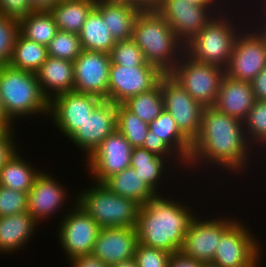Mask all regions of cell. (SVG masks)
Returning <instances> with one entry per match:
<instances>
[{"mask_svg":"<svg viewBox=\"0 0 266 267\" xmlns=\"http://www.w3.org/2000/svg\"><path fill=\"white\" fill-rule=\"evenodd\" d=\"M252 148L254 149L248 141L242 121L230 117L214 106L205 107L200 131L192 142L191 155L186 168L196 169L198 166L199 170V167L203 168V165H207L205 169L214 167L213 169L217 170L218 167L219 170L221 168L220 172L223 168L224 171L229 170L228 173L241 174L246 172L245 168L251 163L249 159L251 155L253 156Z\"/></svg>","mask_w":266,"mask_h":267,"instance_id":"obj_1","label":"cell"},{"mask_svg":"<svg viewBox=\"0 0 266 267\" xmlns=\"http://www.w3.org/2000/svg\"><path fill=\"white\" fill-rule=\"evenodd\" d=\"M167 196L158 194L141 205L135 228L140 244L176 253L196 213L182 200Z\"/></svg>","mask_w":266,"mask_h":267,"instance_id":"obj_2","label":"cell"},{"mask_svg":"<svg viewBox=\"0 0 266 267\" xmlns=\"http://www.w3.org/2000/svg\"><path fill=\"white\" fill-rule=\"evenodd\" d=\"M141 49L145 61L169 74L185 52L184 44L156 10H141L134 22L131 38Z\"/></svg>","mask_w":266,"mask_h":267,"instance_id":"obj_3","label":"cell"},{"mask_svg":"<svg viewBox=\"0 0 266 267\" xmlns=\"http://www.w3.org/2000/svg\"><path fill=\"white\" fill-rule=\"evenodd\" d=\"M0 96L7 115L16 119L49 116V100L43 94L34 72L19 70L10 65L0 66Z\"/></svg>","mask_w":266,"mask_h":267,"instance_id":"obj_4","label":"cell"},{"mask_svg":"<svg viewBox=\"0 0 266 267\" xmlns=\"http://www.w3.org/2000/svg\"><path fill=\"white\" fill-rule=\"evenodd\" d=\"M230 9L232 8L215 15L196 36L184 45L188 56L199 62L218 65L224 69L227 67L236 38L243 28L239 27L242 24L237 27V21L235 23V18H233L235 16L229 12ZM230 14L233 15L232 19Z\"/></svg>","mask_w":266,"mask_h":267,"instance_id":"obj_5","label":"cell"},{"mask_svg":"<svg viewBox=\"0 0 266 267\" xmlns=\"http://www.w3.org/2000/svg\"><path fill=\"white\" fill-rule=\"evenodd\" d=\"M92 187L76 196V203L84 209L101 228L135 227L140 204L113 193L103 183L92 180ZM79 196V197H78Z\"/></svg>","mask_w":266,"mask_h":267,"instance_id":"obj_6","label":"cell"},{"mask_svg":"<svg viewBox=\"0 0 266 267\" xmlns=\"http://www.w3.org/2000/svg\"><path fill=\"white\" fill-rule=\"evenodd\" d=\"M225 69L199 62L185 52L169 75L204 107L215 105Z\"/></svg>","mask_w":266,"mask_h":267,"instance_id":"obj_7","label":"cell"},{"mask_svg":"<svg viewBox=\"0 0 266 267\" xmlns=\"http://www.w3.org/2000/svg\"><path fill=\"white\" fill-rule=\"evenodd\" d=\"M74 200L73 209L70 206L66 215H63L58 226V241L68 261L73 258L91 254L101 229L99 224L82 209Z\"/></svg>","mask_w":266,"mask_h":267,"instance_id":"obj_8","label":"cell"},{"mask_svg":"<svg viewBox=\"0 0 266 267\" xmlns=\"http://www.w3.org/2000/svg\"><path fill=\"white\" fill-rule=\"evenodd\" d=\"M243 223L236 218L222 233L212 263L220 267H251L262 258L260 241Z\"/></svg>","mask_w":266,"mask_h":267,"instance_id":"obj_9","label":"cell"},{"mask_svg":"<svg viewBox=\"0 0 266 267\" xmlns=\"http://www.w3.org/2000/svg\"><path fill=\"white\" fill-rule=\"evenodd\" d=\"M164 75L153 65L110 64L108 101L122 104L132 96L155 88Z\"/></svg>","mask_w":266,"mask_h":267,"instance_id":"obj_10","label":"cell"},{"mask_svg":"<svg viewBox=\"0 0 266 267\" xmlns=\"http://www.w3.org/2000/svg\"><path fill=\"white\" fill-rule=\"evenodd\" d=\"M164 109L170 113L180 131L193 142L198 136L204 106L194 100L169 74L161 78Z\"/></svg>","mask_w":266,"mask_h":267,"instance_id":"obj_11","label":"cell"},{"mask_svg":"<svg viewBox=\"0 0 266 267\" xmlns=\"http://www.w3.org/2000/svg\"><path fill=\"white\" fill-rule=\"evenodd\" d=\"M132 149L129 141L116 129L86 157L85 166L94 181L104 183L130 167Z\"/></svg>","mask_w":266,"mask_h":267,"instance_id":"obj_12","label":"cell"},{"mask_svg":"<svg viewBox=\"0 0 266 267\" xmlns=\"http://www.w3.org/2000/svg\"><path fill=\"white\" fill-rule=\"evenodd\" d=\"M252 29L250 25L244 27L236 38L229 64L225 68V74L231 78L251 82L266 67V46Z\"/></svg>","mask_w":266,"mask_h":267,"instance_id":"obj_13","label":"cell"},{"mask_svg":"<svg viewBox=\"0 0 266 267\" xmlns=\"http://www.w3.org/2000/svg\"><path fill=\"white\" fill-rule=\"evenodd\" d=\"M196 215L191 221L180 250L185 256L199 262H212L222 233L236 220L222 216L203 219ZM229 217V218H228ZM202 218V219H201ZM233 218V219H232Z\"/></svg>","mask_w":266,"mask_h":267,"instance_id":"obj_14","label":"cell"},{"mask_svg":"<svg viewBox=\"0 0 266 267\" xmlns=\"http://www.w3.org/2000/svg\"><path fill=\"white\" fill-rule=\"evenodd\" d=\"M103 100L76 91L61 93L49 102L48 116L67 139Z\"/></svg>","mask_w":266,"mask_h":267,"instance_id":"obj_15","label":"cell"},{"mask_svg":"<svg viewBox=\"0 0 266 267\" xmlns=\"http://www.w3.org/2000/svg\"><path fill=\"white\" fill-rule=\"evenodd\" d=\"M73 91L108 101L110 54L82 50L74 60Z\"/></svg>","mask_w":266,"mask_h":267,"instance_id":"obj_16","label":"cell"},{"mask_svg":"<svg viewBox=\"0 0 266 267\" xmlns=\"http://www.w3.org/2000/svg\"><path fill=\"white\" fill-rule=\"evenodd\" d=\"M156 11L184 45L216 15L209 7L195 5L187 0H163Z\"/></svg>","mask_w":266,"mask_h":267,"instance_id":"obj_17","label":"cell"},{"mask_svg":"<svg viewBox=\"0 0 266 267\" xmlns=\"http://www.w3.org/2000/svg\"><path fill=\"white\" fill-rule=\"evenodd\" d=\"M116 129L117 104L103 100L68 140L88 157Z\"/></svg>","mask_w":266,"mask_h":267,"instance_id":"obj_18","label":"cell"},{"mask_svg":"<svg viewBox=\"0 0 266 267\" xmlns=\"http://www.w3.org/2000/svg\"><path fill=\"white\" fill-rule=\"evenodd\" d=\"M59 182L52 174L41 171L28 192V212L39 225L43 220H49V217L60 212L59 209L66 206V200L69 201L67 187Z\"/></svg>","mask_w":266,"mask_h":267,"instance_id":"obj_19","label":"cell"},{"mask_svg":"<svg viewBox=\"0 0 266 267\" xmlns=\"http://www.w3.org/2000/svg\"><path fill=\"white\" fill-rule=\"evenodd\" d=\"M138 243L135 227L101 228L91 254L110 266L134 258Z\"/></svg>","mask_w":266,"mask_h":267,"instance_id":"obj_20","label":"cell"},{"mask_svg":"<svg viewBox=\"0 0 266 267\" xmlns=\"http://www.w3.org/2000/svg\"><path fill=\"white\" fill-rule=\"evenodd\" d=\"M254 102L251 82L237 80L224 74L214 105L216 109L244 122Z\"/></svg>","mask_w":266,"mask_h":267,"instance_id":"obj_21","label":"cell"},{"mask_svg":"<svg viewBox=\"0 0 266 267\" xmlns=\"http://www.w3.org/2000/svg\"><path fill=\"white\" fill-rule=\"evenodd\" d=\"M36 75L43 94L49 101L61 93L73 91L74 64L72 61L48 56Z\"/></svg>","mask_w":266,"mask_h":267,"instance_id":"obj_22","label":"cell"},{"mask_svg":"<svg viewBox=\"0 0 266 267\" xmlns=\"http://www.w3.org/2000/svg\"><path fill=\"white\" fill-rule=\"evenodd\" d=\"M38 225L28 211L0 217V254L19 252L31 241Z\"/></svg>","mask_w":266,"mask_h":267,"instance_id":"obj_23","label":"cell"},{"mask_svg":"<svg viewBox=\"0 0 266 267\" xmlns=\"http://www.w3.org/2000/svg\"><path fill=\"white\" fill-rule=\"evenodd\" d=\"M95 8L101 13L104 23L116 42L132 38L133 25L141 9L133 5L105 3L98 0Z\"/></svg>","mask_w":266,"mask_h":267,"instance_id":"obj_24","label":"cell"},{"mask_svg":"<svg viewBox=\"0 0 266 267\" xmlns=\"http://www.w3.org/2000/svg\"><path fill=\"white\" fill-rule=\"evenodd\" d=\"M169 164L170 166H168ZM171 165L172 161L157 156L143 147H135L132 149L130 167L135 169L136 173L141 176V179L157 194H162L161 192H163L159 188L162 183L160 180L165 177L168 168L169 170L172 169Z\"/></svg>","mask_w":266,"mask_h":267,"instance_id":"obj_25","label":"cell"},{"mask_svg":"<svg viewBox=\"0 0 266 267\" xmlns=\"http://www.w3.org/2000/svg\"><path fill=\"white\" fill-rule=\"evenodd\" d=\"M103 184L113 193L132 199L140 205L158 195L132 167L109 177Z\"/></svg>","mask_w":266,"mask_h":267,"instance_id":"obj_26","label":"cell"},{"mask_svg":"<svg viewBox=\"0 0 266 267\" xmlns=\"http://www.w3.org/2000/svg\"><path fill=\"white\" fill-rule=\"evenodd\" d=\"M149 136L162 139L185 164L191 155L192 142L180 131L175 120L165 109L149 124Z\"/></svg>","mask_w":266,"mask_h":267,"instance_id":"obj_27","label":"cell"},{"mask_svg":"<svg viewBox=\"0 0 266 267\" xmlns=\"http://www.w3.org/2000/svg\"><path fill=\"white\" fill-rule=\"evenodd\" d=\"M96 0H60L49 12L58 30L79 34Z\"/></svg>","mask_w":266,"mask_h":267,"instance_id":"obj_28","label":"cell"},{"mask_svg":"<svg viewBox=\"0 0 266 267\" xmlns=\"http://www.w3.org/2000/svg\"><path fill=\"white\" fill-rule=\"evenodd\" d=\"M19 153L17 150L0 169V186L28 193L42 170H36L38 167Z\"/></svg>","mask_w":266,"mask_h":267,"instance_id":"obj_29","label":"cell"},{"mask_svg":"<svg viewBox=\"0 0 266 267\" xmlns=\"http://www.w3.org/2000/svg\"><path fill=\"white\" fill-rule=\"evenodd\" d=\"M82 50L110 53L115 40L104 23L101 13L94 7L79 32Z\"/></svg>","mask_w":266,"mask_h":267,"instance_id":"obj_30","label":"cell"},{"mask_svg":"<svg viewBox=\"0 0 266 267\" xmlns=\"http://www.w3.org/2000/svg\"><path fill=\"white\" fill-rule=\"evenodd\" d=\"M18 22L19 33L23 37L46 47L58 32L55 20L49 11H33Z\"/></svg>","mask_w":266,"mask_h":267,"instance_id":"obj_31","label":"cell"},{"mask_svg":"<svg viewBox=\"0 0 266 267\" xmlns=\"http://www.w3.org/2000/svg\"><path fill=\"white\" fill-rule=\"evenodd\" d=\"M48 58L47 47L18 33L9 65L13 68L36 73Z\"/></svg>","mask_w":266,"mask_h":267,"instance_id":"obj_32","label":"cell"},{"mask_svg":"<svg viewBox=\"0 0 266 267\" xmlns=\"http://www.w3.org/2000/svg\"><path fill=\"white\" fill-rule=\"evenodd\" d=\"M122 104L129 111L135 113L141 120L149 124L164 110L161 80L155 88L132 96Z\"/></svg>","mask_w":266,"mask_h":267,"instance_id":"obj_33","label":"cell"},{"mask_svg":"<svg viewBox=\"0 0 266 267\" xmlns=\"http://www.w3.org/2000/svg\"><path fill=\"white\" fill-rule=\"evenodd\" d=\"M117 129L135 148L143 147L149 125L123 104H117Z\"/></svg>","mask_w":266,"mask_h":267,"instance_id":"obj_34","label":"cell"},{"mask_svg":"<svg viewBox=\"0 0 266 267\" xmlns=\"http://www.w3.org/2000/svg\"><path fill=\"white\" fill-rule=\"evenodd\" d=\"M243 123L248 141L257 149L266 141V101L255 100Z\"/></svg>","mask_w":266,"mask_h":267,"instance_id":"obj_35","label":"cell"},{"mask_svg":"<svg viewBox=\"0 0 266 267\" xmlns=\"http://www.w3.org/2000/svg\"><path fill=\"white\" fill-rule=\"evenodd\" d=\"M47 50L48 56L74 62L82 51L79 35L58 30Z\"/></svg>","mask_w":266,"mask_h":267,"instance_id":"obj_36","label":"cell"},{"mask_svg":"<svg viewBox=\"0 0 266 267\" xmlns=\"http://www.w3.org/2000/svg\"><path fill=\"white\" fill-rule=\"evenodd\" d=\"M109 54L111 64L126 66L152 65L145 61L140 47L132 39L115 42Z\"/></svg>","mask_w":266,"mask_h":267,"instance_id":"obj_37","label":"cell"},{"mask_svg":"<svg viewBox=\"0 0 266 267\" xmlns=\"http://www.w3.org/2000/svg\"><path fill=\"white\" fill-rule=\"evenodd\" d=\"M18 33V20L0 14V66L9 65Z\"/></svg>","mask_w":266,"mask_h":267,"instance_id":"obj_38","label":"cell"},{"mask_svg":"<svg viewBox=\"0 0 266 267\" xmlns=\"http://www.w3.org/2000/svg\"><path fill=\"white\" fill-rule=\"evenodd\" d=\"M28 211V193L0 186V217Z\"/></svg>","mask_w":266,"mask_h":267,"instance_id":"obj_39","label":"cell"},{"mask_svg":"<svg viewBox=\"0 0 266 267\" xmlns=\"http://www.w3.org/2000/svg\"><path fill=\"white\" fill-rule=\"evenodd\" d=\"M171 254L166 250L146 247L138 243L134 259L137 267H168Z\"/></svg>","mask_w":266,"mask_h":267,"instance_id":"obj_40","label":"cell"},{"mask_svg":"<svg viewBox=\"0 0 266 267\" xmlns=\"http://www.w3.org/2000/svg\"><path fill=\"white\" fill-rule=\"evenodd\" d=\"M143 148L147 149L149 152L156 154L157 156L166 159L168 158L169 161L173 160V166H175V162H177L178 165L176 164L175 168L180 165L182 168L186 169L185 162H183V160L178 155H176V153L162 139H158L155 136H149V130L144 140Z\"/></svg>","mask_w":266,"mask_h":267,"instance_id":"obj_41","label":"cell"},{"mask_svg":"<svg viewBox=\"0 0 266 267\" xmlns=\"http://www.w3.org/2000/svg\"><path fill=\"white\" fill-rule=\"evenodd\" d=\"M30 0H0V14L13 19H21L33 12Z\"/></svg>","mask_w":266,"mask_h":267,"instance_id":"obj_42","label":"cell"},{"mask_svg":"<svg viewBox=\"0 0 266 267\" xmlns=\"http://www.w3.org/2000/svg\"><path fill=\"white\" fill-rule=\"evenodd\" d=\"M14 132L15 129L12 127H4L0 131V169L18 150Z\"/></svg>","mask_w":266,"mask_h":267,"instance_id":"obj_43","label":"cell"},{"mask_svg":"<svg viewBox=\"0 0 266 267\" xmlns=\"http://www.w3.org/2000/svg\"><path fill=\"white\" fill-rule=\"evenodd\" d=\"M255 100L266 101V67H264L251 81Z\"/></svg>","mask_w":266,"mask_h":267,"instance_id":"obj_44","label":"cell"},{"mask_svg":"<svg viewBox=\"0 0 266 267\" xmlns=\"http://www.w3.org/2000/svg\"><path fill=\"white\" fill-rule=\"evenodd\" d=\"M168 267H202V262L187 257L179 251L171 254Z\"/></svg>","mask_w":266,"mask_h":267,"instance_id":"obj_45","label":"cell"},{"mask_svg":"<svg viewBox=\"0 0 266 267\" xmlns=\"http://www.w3.org/2000/svg\"><path fill=\"white\" fill-rule=\"evenodd\" d=\"M69 264L70 267H109L92 254L73 258Z\"/></svg>","mask_w":266,"mask_h":267,"instance_id":"obj_46","label":"cell"},{"mask_svg":"<svg viewBox=\"0 0 266 267\" xmlns=\"http://www.w3.org/2000/svg\"><path fill=\"white\" fill-rule=\"evenodd\" d=\"M189 3L195 4V5H201V6H207L209 7L216 15L219 13L224 12L223 9L227 4V0H187ZM219 2V3H218ZM225 2V3H224ZM218 3V4H217ZM223 3V4H222ZM220 4V5H219ZM223 8H221V7ZM219 9V10H218ZM221 10V11H220ZM220 11V12H219Z\"/></svg>","mask_w":266,"mask_h":267,"instance_id":"obj_47","label":"cell"},{"mask_svg":"<svg viewBox=\"0 0 266 267\" xmlns=\"http://www.w3.org/2000/svg\"><path fill=\"white\" fill-rule=\"evenodd\" d=\"M60 0H30L34 11H49Z\"/></svg>","mask_w":266,"mask_h":267,"instance_id":"obj_48","label":"cell"},{"mask_svg":"<svg viewBox=\"0 0 266 267\" xmlns=\"http://www.w3.org/2000/svg\"><path fill=\"white\" fill-rule=\"evenodd\" d=\"M163 0H135V7L141 10H156Z\"/></svg>","mask_w":266,"mask_h":267,"instance_id":"obj_49","label":"cell"},{"mask_svg":"<svg viewBox=\"0 0 266 267\" xmlns=\"http://www.w3.org/2000/svg\"><path fill=\"white\" fill-rule=\"evenodd\" d=\"M0 122L5 127H12V128L15 127L14 121L7 115V112H6L4 105H3V101L1 99V96H0Z\"/></svg>","mask_w":266,"mask_h":267,"instance_id":"obj_50","label":"cell"},{"mask_svg":"<svg viewBox=\"0 0 266 267\" xmlns=\"http://www.w3.org/2000/svg\"><path fill=\"white\" fill-rule=\"evenodd\" d=\"M262 25V26H261ZM260 26V27H259ZM252 28H256L254 29L258 35L263 39L264 44L266 46V21H261V23H259L257 26L253 24Z\"/></svg>","mask_w":266,"mask_h":267,"instance_id":"obj_51","label":"cell"},{"mask_svg":"<svg viewBox=\"0 0 266 267\" xmlns=\"http://www.w3.org/2000/svg\"><path fill=\"white\" fill-rule=\"evenodd\" d=\"M109 267H137V263L134 258H131L129 260L110 265Z\"/></svg>","mask_w":266,"mask_h":267,"instance_id":"obj_52","label":"cell"},{"mask_svg":"<svg viewBox=\"0 0 266 267\" xmlns=\"http://www.w3.org/2000/svg\"><path fill=\"white\" fill-rule=\"evenodd\" d=\"M105 3L128 4L135 6V0H98Z\"/></svg>","mask_w":266,"mask_h":267,"instance_id":"obj_53","label":"cell"},{"mask_svg":"<svg viewBox=\"0 0 266 267\" xmlns=\"http://www.w3.org/2000/svg\"><path fill=\"white\" fill-rule=\"evenodd\" d=\"M262 2L259 5L261 6V10H263V11H260V12L265 13V14H263V15L261 14L260 17L263 18L262 21H266V0H262ZM261 4L263 5V7Z\"/></svg>","mask_w":266,"mask_h":267,"instance_id":"obj_54","label":"cell"},{"mask_svg":"<svg viewBox=\"0 0 266 267\" xmlns=\"http://www.w3.org/2000/svg\"><path fill=\"white\" fill-rule=\"evenodd\" d=\"M202 267H220V266L212 262H206V263H202Z\"/></svg>","mask_w":266,"mask_h":267,"instance_id":"obj_55","label":"cell"},{"mask_svg":"<svg viewBox=\"0 0 266 267\" xmlns=\"http://www.w3.org/2000/svg\"><path fill=\"white\" fill-rule=\"evenodd\" d=\"M260 259L256 262V263H254L251 267H261L260 266Z\"/></svg>","mask_w":266,"mask_h":267,"instance_id":"obj_56","label":"cell"},{"mask_svg":"<svg viewBox=\"0 0 266 267\" xmlns=\"http://www.w3.org/2000/svg\"><path fill=\"white\" fill-rule=\"evenodd\" d=\"M259 147L262 148L263 151H264V149H266V141L261 146H259Z\"/></svg>","mask_w":266,"mask_h":267,"instance_id":"obj_57","label":"cell"},{"mask_svg":"<svg viewBox=\"0 0 266 267\" xmlns=\"http://www.w3.org/2000/svg\"><path fill=\"white\" fill-rule=\"evenodd\" d=\"M5 126L0 122V131L4 128Z\"/></svg>","mask_w":266,"mask_h":267,"instance_id":"obj_58","label":"cell"}]
</instances>
